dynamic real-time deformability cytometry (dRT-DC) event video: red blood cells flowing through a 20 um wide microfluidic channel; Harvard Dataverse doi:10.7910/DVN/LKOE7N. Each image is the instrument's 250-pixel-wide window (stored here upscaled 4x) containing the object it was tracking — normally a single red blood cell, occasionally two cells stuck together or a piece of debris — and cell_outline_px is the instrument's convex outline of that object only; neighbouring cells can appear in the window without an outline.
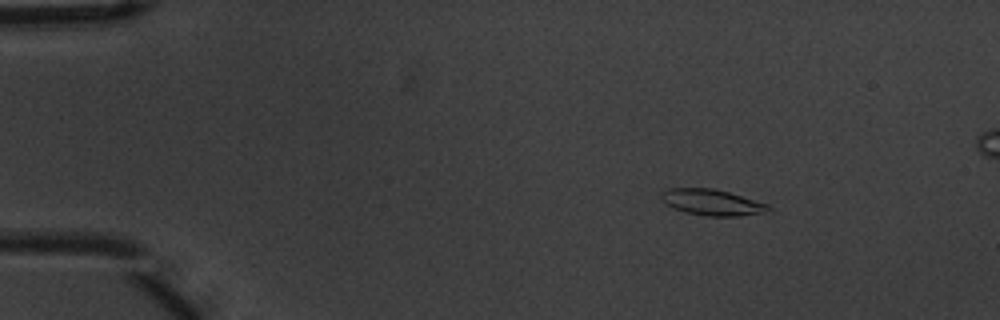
{"species": "common noctule bat (a hibernating species)", "species_latin": "Nyctalus noctula", "temperature_condition": "warm", "stored_images_in_passage": 4, "camera_frame_rate_fps": 3000, "um_per_image_px": 0.085, "animal": {"sex": "male", "body_mass_g": 20.1, "forearm_length_mm": 53.5}, "frame": {"image": 1, "passage_image": 2, "time_ms": 0.333, "image_size_px": [1000, 320], "cell_outline_px": [[772, 208], [760, 212], [740, 216], [708, 216], [684, 212], [668, 204], [660, 196], [660, 192], [668, 188], [712, 188], [728, 192], [768, 204]], "centroid_in_image_um": [60.49, 17.19], "position_along_channel_um": 24.5, "area_um2": 15.9}}